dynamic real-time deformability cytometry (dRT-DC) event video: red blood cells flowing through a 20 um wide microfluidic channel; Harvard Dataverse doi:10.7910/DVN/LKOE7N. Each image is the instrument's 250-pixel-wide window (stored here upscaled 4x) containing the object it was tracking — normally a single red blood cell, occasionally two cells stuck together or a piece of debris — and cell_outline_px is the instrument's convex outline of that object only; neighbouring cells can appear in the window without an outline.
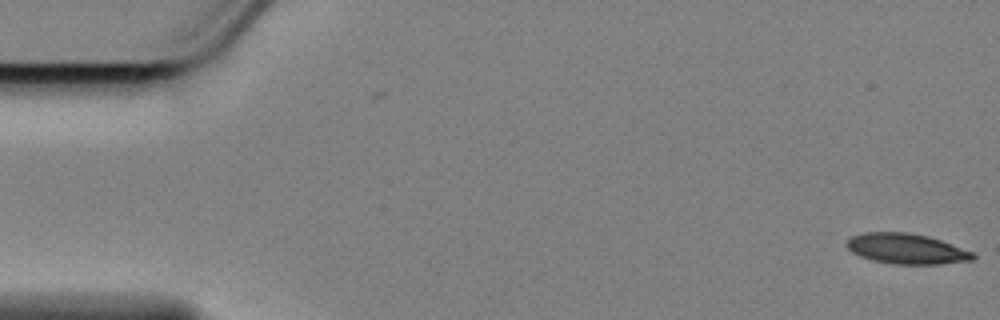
{"species": "Egyptian fruit bat (a non-hibernating species)", "species_latin": "Rousettus aegyptiacus", "temperature_condition": "cold", "stored_images_in_passage": 17, "camera_frame_rate_fps": 3000, "um_per_image_px": 0.085, "animal": {"sex": "female"}, "frame": {"image": 1, "passage_image": 1, "time_ms": 0.0, "image_size_px": [1000, 320], "cell_outline_px": [[976, 256], [972, 260], [940, 264], [892, 264], [872, 260], [860, 256], [852, 252], [848, 248], [848, 240], [852, 236], [864, 232], [908, 232], [928, 236], [940, 240], [972, 252]], "centroid_in_image_um": [77.04, 21.14], "position_along_channel_um": 8.0, "area_um2": 22.14}}